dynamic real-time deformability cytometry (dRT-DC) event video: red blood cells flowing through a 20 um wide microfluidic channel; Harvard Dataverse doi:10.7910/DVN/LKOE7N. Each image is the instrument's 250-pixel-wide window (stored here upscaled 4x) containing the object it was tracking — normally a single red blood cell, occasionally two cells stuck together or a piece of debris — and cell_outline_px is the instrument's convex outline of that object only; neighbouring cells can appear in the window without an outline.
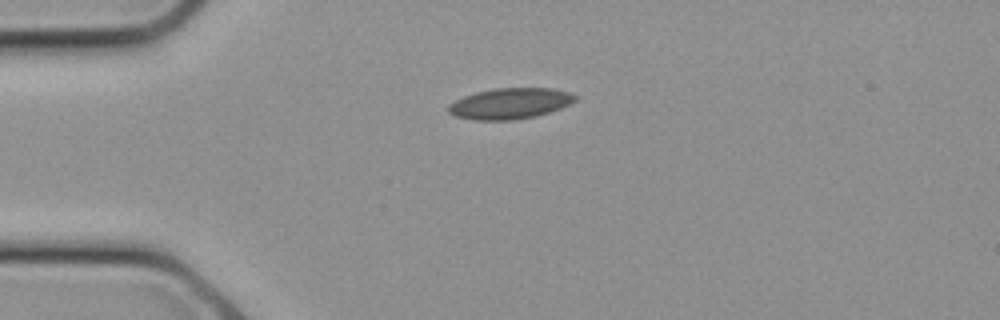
{"species": "common noctule bat (a hibernating species)", "species_latin": "Nyctalus noctula", "temperature_condition": "cold", "stored_images_in_passage": 4, "camera_frame_rate_fps": 3000, "um_per_image_px": 0.085, "animal": {"sex": "female", "body_mass_g": 21.9}, "frame": {"image": 1, "passage_image": 1, "time_ms": 0.0, "image_size_px": [1000, 320], "cell_outline_px": [[576, 100], [560, 108], [536, 116], [516, 120], [476, 120], [456, 116], [448, 112], [448, 104], [464, 96], [476, 92], [496, 88], [552, 88], [568, 92], [576, 96]], "centroid_in_image_um": [43.33, 8.8], "position_along_channel_um": 41.7, "area_um2": 22.66}}
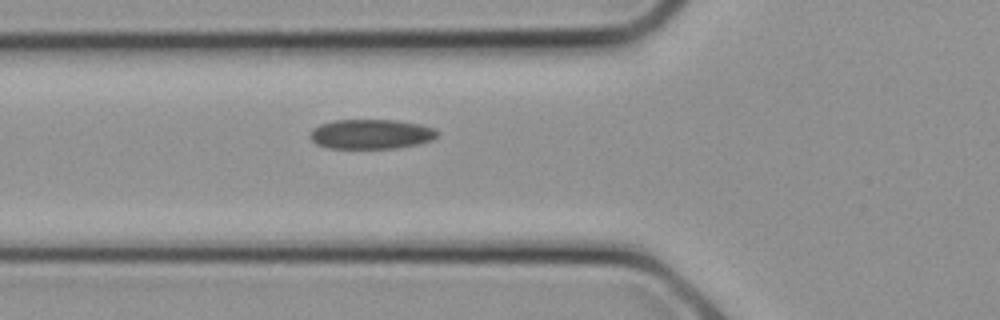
{"frame": {"image": 2, "passage_image": 4, "time_ms": 1.0, "image_size_px": [1000, 320], "cell_outline_px": [[440, 132], [432, 140], [420, 144], [400, 148], [328, 148], [316, 144], [308, 136], [308, 132], [312, 128], [320, 124], [336, 120], [396, 120], [420, 124], [432, 128]], "centroid_in_image_um": [31.52, 11.4], "position_along_channel_um": 94.3, "area_um2": 22.25}}